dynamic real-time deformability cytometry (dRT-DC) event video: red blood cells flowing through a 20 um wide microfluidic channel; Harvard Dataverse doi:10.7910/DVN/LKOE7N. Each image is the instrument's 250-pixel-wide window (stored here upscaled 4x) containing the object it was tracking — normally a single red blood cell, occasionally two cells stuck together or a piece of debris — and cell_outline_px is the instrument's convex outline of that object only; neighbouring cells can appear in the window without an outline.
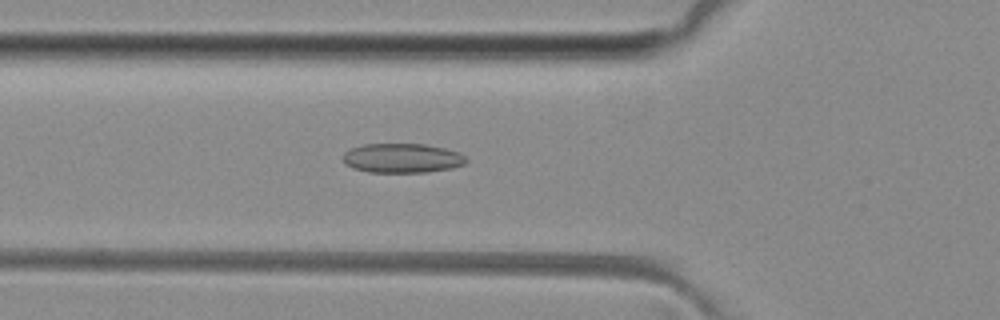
{"species": "common noctule bat (a hibernating species)", "species_latin": "Nyctalus noctula", "temperature_condition": "room temperature", "stored_images_in_passage": 51, "camera_frame_rate_fps": 3000, "um_per_image_px": 0.085, "animal": {"sex": "female", "body_mass_g": 29.2, "forearm_length_mm": 56.3}, "frame": {"image": 1, "passage_image": 18, "time_ms": 5.667, "image_size_px": [1000, 320], "cell_outline_px": [[468, 160], [464, 164], [452, 168], [424, 172], [368, 172], [352, 168], [344, 164], [344, 152], [348, 148], [364, 144], [424, 144], [444, 148], [460, 152]], "centroid_in_image_um": [34.16, 13.44], "position_along_channel_um": 91.6, "area_um2": 21.21}}
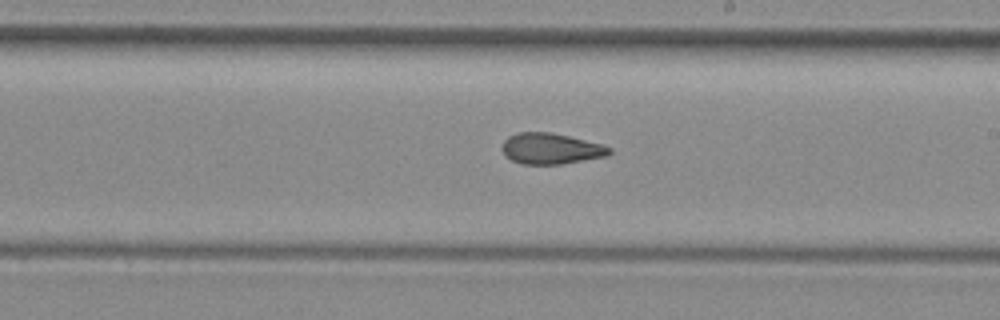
{"frame": {"image": 2, "passage_image": 29, "time_ms": 9.333, "image_size_px": [1000, 320], "cell_outline_px": [[612, 152], [608, 156], [560, 164], [524, 164], [512, 160], [504, 156], [504, 140], [508, 136], [520, 132], [552, 132], [600, 144], [612, 148]], "centroid_in_image_um": [46.84, 12.63], "position_along_channel_um": 242.2, "area_um2": 19.13}}
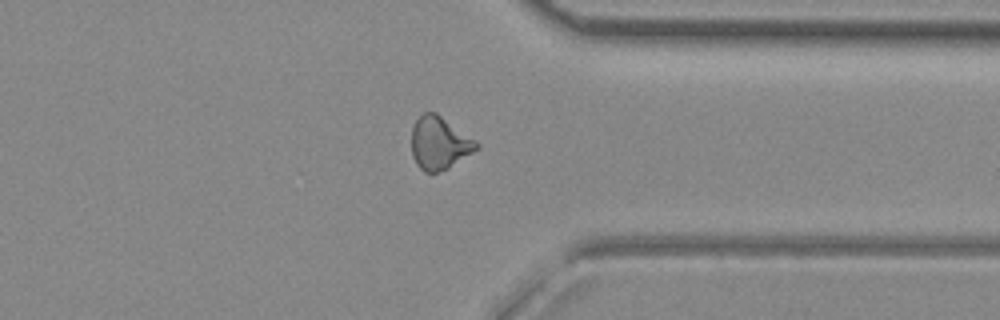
{"frame": {"image": 3, "passage_image": 39, "time_ms": 12.667, "image_size_px": [1000, 320], "cell_outline_px": [[480, 148], [448, 168], [440, 172], [424, 172], [416, 164], [412, 156], [412, 128], [416, 120], [424, 112], [436, 112], [476, 140], [480, 144]], "centroid_in_image_um": [37.36, 12.17], "position_along_channel_um": 374.0, "area_um2": 20.06}, "authors_computed_cell_mechanics": {"area_um2": 20.23, "velocity_mm_per_s": 4.0966, "shape_relaxation_time_tau1_ms": null, "shape_relaxation_time_tau2_ms": 2.2922, "deformation_change_tau1": null, "deformation_change_tau2": 0.0852}}